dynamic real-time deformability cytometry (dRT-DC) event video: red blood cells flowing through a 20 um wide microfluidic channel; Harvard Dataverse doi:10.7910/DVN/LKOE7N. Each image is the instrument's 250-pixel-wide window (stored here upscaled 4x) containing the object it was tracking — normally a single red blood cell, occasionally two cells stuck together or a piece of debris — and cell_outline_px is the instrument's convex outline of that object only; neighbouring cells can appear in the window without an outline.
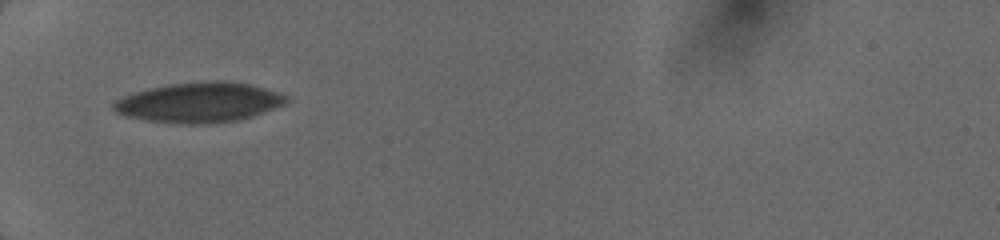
{"species": "human", "species_latin": "Homo sapiens", "temperature_condition": "cold", "stored_images_in_passage": 12, "camera_frame_rate_fps": 3000, "um_per_image_px": 0.085, "donor": {"sex": "female"}, "frame": {"image": 1, "passage_image": 1, "time_ms": 0.0, "image_size_px": [1000, 240], "cell_outline_px": [[288, 100], [284, 104], [252, 116], [240, 120], [200, 124], [188, 124], [148, 120], [128, 116], [116, 112], [112, 108], [112, 104], [116, 100], [124, 96], [148, 88], [168, 84], [208, 80], [224, 80], [248, 84], [264, 88], [288, 96]], "centroid_in_image_um": [16.93, 8.69], "position_along_channel_um": 68.1, "area_um2": 39.94}}
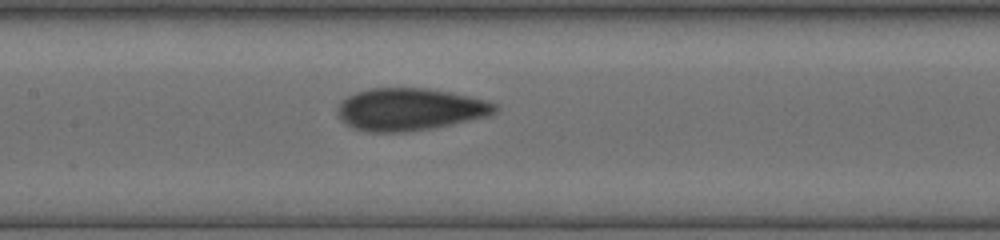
{"frame": {"image": 2, "passage_image": 7, "time_ms": 2.667, "image_size_px": [1000, 240], "cell_outline_px": [[500, 112], [492, 116], [432, 128], [408, 132], [368, 132], [352, 128], [340, 120], [336, 112], [340, 104], [348, 96], [356, 92], [372, 88], [428, 88], [468, 96], [500, 104]], "centroid_in_image_um": [34.89, 9.31], "position_along_channel_um": 172.5, "area_um2": 39.25}}
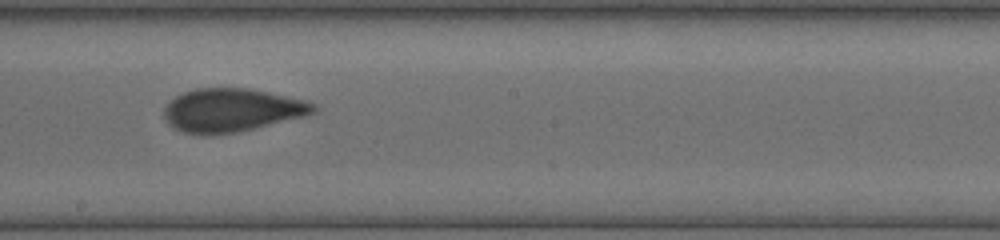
{"frame": {"image": 3, "passage_image": 10, "time_ms": 4.0, "image_size_px": [1000, 240], "cell_outline_px": [[320, 108], [316, 112], [308, 116], [236, 132], [184, 132], [172, 128], [168, 124], [164, 116], [164, 108], [176, 96], [184, 92], [196, 88], [248, 88], [268, 92], [304, 100], [316, 104]], "centroid_in_image_um": [19.77, 9.33], "position_along_channel_um": 228.4, "area_um2": 37.22}}